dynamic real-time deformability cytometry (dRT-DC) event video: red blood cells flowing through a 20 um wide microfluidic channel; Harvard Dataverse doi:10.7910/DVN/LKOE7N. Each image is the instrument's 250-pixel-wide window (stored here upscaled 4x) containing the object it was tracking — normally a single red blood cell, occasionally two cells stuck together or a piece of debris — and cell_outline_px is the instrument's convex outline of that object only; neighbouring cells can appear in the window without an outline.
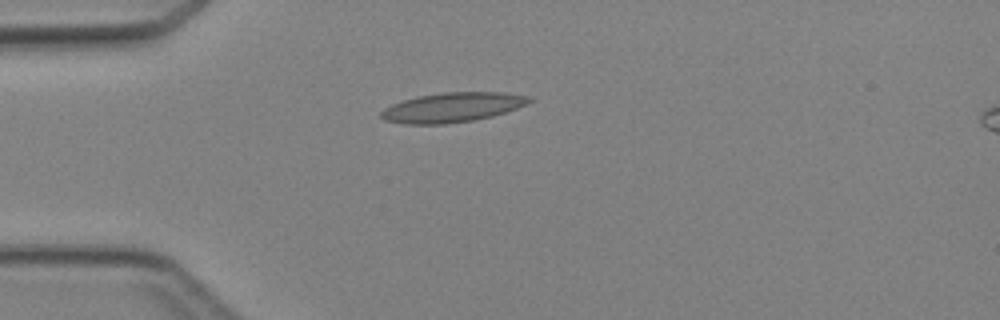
{"species": "Egyptian fruit bat (a non-hibernating species)", "species_latin": "Rousettus aegyptiacus", "temperature_condition": "cold", "stored_images_in_passage": 4, "camera_frame_rate_fps": 3000, "um_per_image_px": 0.085, "animal": {"sex": "female"}, "frame": {"image": 1, "passage_image": 4, "time_ms": 3.667, "image_size_px": [1000, 320], "cell_outline_px": [[536, 100], [516, 108], [492, 116], [472, 120], [444, 124], [404, 124], [384, 120], [380, 116], [380, 112], [384, 108], [392, 104], [404, 100], [420, 96], [444, 92], [504, 92], [528, 96]], "centroid_in_image_um": [38.45, 9.12], "position_along_channel_um": 46.5, "area_um2": 25.43}}